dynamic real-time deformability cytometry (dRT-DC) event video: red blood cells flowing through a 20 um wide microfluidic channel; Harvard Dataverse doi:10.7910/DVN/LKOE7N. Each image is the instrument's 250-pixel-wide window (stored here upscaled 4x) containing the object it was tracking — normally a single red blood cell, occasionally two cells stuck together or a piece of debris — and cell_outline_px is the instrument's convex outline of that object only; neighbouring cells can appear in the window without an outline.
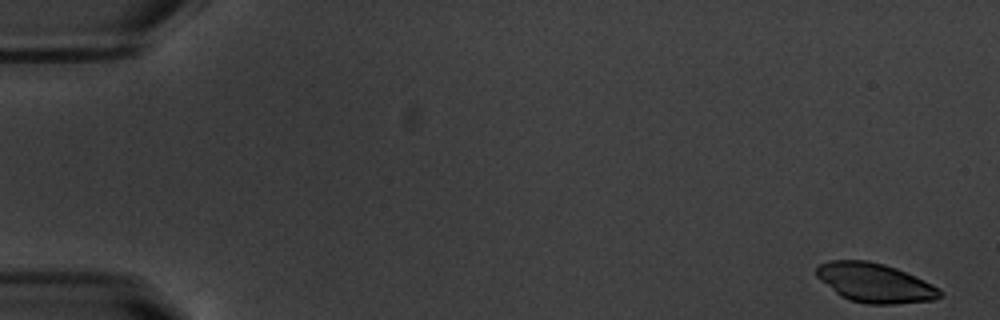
{"species": "common noctule bat (a hibernating species)", "species_latin": "Nyctalus noctula", "temperature_condition": "warm", "stored_images_in_passage": 53, "camera_frame_rate_fps": 3000, "um_per_image_px": 0.085, "animal": {"sex": "male", "body_mass_g": 20.1, "forearm_length_mm": 53.5}, "frame": {"image": 1, "passage_image": 1, "time_ms": 0.0, "image_size_px": [1000, 320], "cell_outline_px": [[944, 292], [940, 296], [932, 300], [896, 304], [868, 304], [852, 300], [840, 296], [820, 280], [816, 276], [816, 268], [820, 264], [828, 260], [868, 260], [884, 264], [896, 268], [916, 276], [940, 288]], "centroid_in_image_um": [74.36, 24.03], "position_along_channel_um": 10.6, "area_um2": 28.26}}
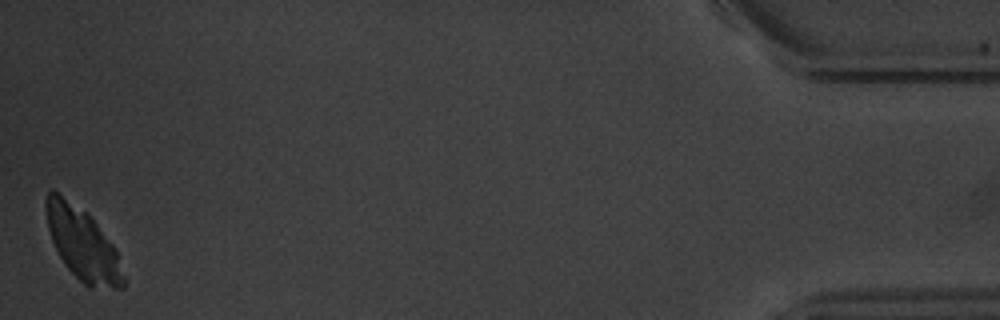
{"frame": {"image": 2, "passage_image": 53, "time_ms": 17.333, "image_size_px": [1000, 320], "cell_outline_px": [[124, 288], [88, 288], [64, 264], [52, 240], [48, 228], [48, 192], [52, 188], [84, 212], [96, 224], [112, 244], [116, 252], [124, 276]], "centroid_in_image_um": [7.05, 20.82], "position_along_channel_um": 428.2, "area_um2": 31.27}}